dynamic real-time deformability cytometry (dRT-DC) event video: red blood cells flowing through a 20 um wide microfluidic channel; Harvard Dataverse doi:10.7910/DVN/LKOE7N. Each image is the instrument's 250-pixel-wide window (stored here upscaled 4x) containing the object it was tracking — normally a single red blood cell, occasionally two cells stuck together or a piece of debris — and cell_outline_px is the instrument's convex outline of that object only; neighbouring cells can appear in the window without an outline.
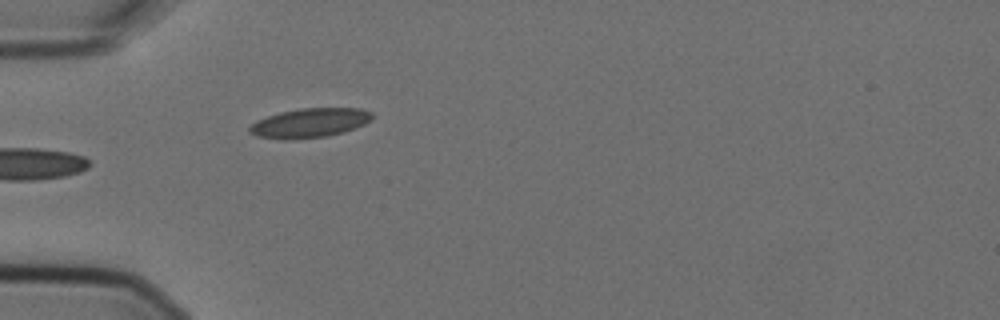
{"species": "Egyptian fruit bat (a non-hibernating species)", "species_latin": "Rousettus aegyptiacus", "temperature_condition": "cold", "stored_images_in_passage": 5, "camera_frame_rate_fps": 3000, "um_per_image_px": 0.085, "animal": {"sex": "female"}, "frame": {"image": 1, "passage_image": 5, "time_ms": 1.333, "image_size_px": [1000, 320], "cell_outline_px": [[372, 120], [356, 128], [344, 132], [328, 136], [288, 140], [280, 140], [256, 136], [248, 132], [248, 128], [256, 120], [280, 112], [300, 108], [360, 108], [372, 112]], "centroid_in_image_um": [26.31, 10.46], "position_along_channel_um": 58.7, "area_um2": 21.21}}